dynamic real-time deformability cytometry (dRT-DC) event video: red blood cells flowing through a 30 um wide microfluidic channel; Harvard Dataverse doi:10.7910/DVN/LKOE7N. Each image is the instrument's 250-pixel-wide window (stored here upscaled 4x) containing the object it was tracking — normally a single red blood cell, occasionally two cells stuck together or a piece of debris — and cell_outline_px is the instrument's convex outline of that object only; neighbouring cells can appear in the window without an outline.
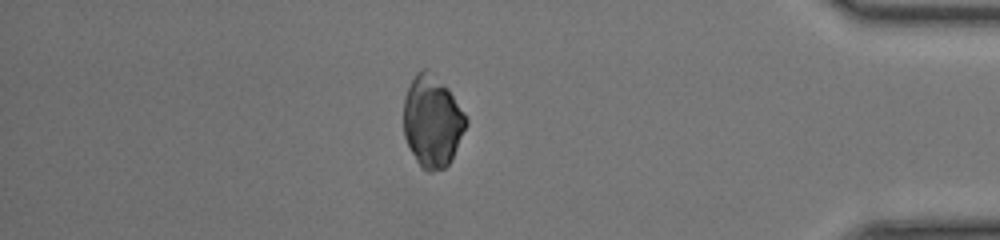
{"species": "common noctule bat (a hibernating species)", "species_latin": "Nyctalus noctula", "temperature_condition": "room temperature", "stored_images_in_passage": 48, "camera_frame_rate_fps": 3000, "um_per_image_px": 0.085, "animal": {"sex": "female", "body_mass_g": 17.0, "forearm_length_mm": 48.0}, "frame": {"image": 1, "passage_image": 41, "time_ms": 13.333, "image_size_px": [1000, 240], "cell_outline_px": [[468, 124], [452, 160], [444, 168], [432, 172], [428, 172], [420, 168], [404, 136], [404, 100], [408, 88], [416, 72], [424, 68], [448, 88], [468, 116]], "centroid_in_image_um": [36.77, 10.36], "position_along_channel_um": 398.4, "area_um2": 33.35}}